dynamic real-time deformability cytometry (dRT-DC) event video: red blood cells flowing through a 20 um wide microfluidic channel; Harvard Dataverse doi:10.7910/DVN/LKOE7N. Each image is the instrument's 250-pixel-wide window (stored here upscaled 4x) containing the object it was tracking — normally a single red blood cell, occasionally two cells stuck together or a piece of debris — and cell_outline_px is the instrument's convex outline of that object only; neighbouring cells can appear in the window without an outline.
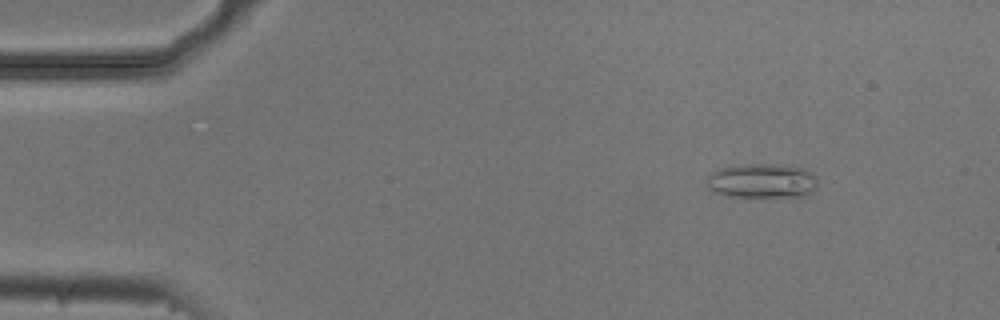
{"species": "common noctule bat (a hibernating species)", "species_latin": "Nyctalus noctula", "temperature_condition": "cold", "stored_images_in_passage": 12, "camera_frame_rate_fps": 3000, "um_per_image_px": 0.085, "animal": {"sex": "male", "body_mass_g": 20.5, "forearm_length_mm": 52.5}, "frame": {"image": 1, "passage_image": 7, "time_ms": 2.0, "image_size_px": [1000, 320], "cell_outline_px": [[816, 188], [808, 196], [728, 196], [712, 192], [704, 184], [708, 176], [712, 172], [720, 168], [740, 164], [772, 164], [804, 168], [812, 172], [816, 176]], "centroid_in_image_um": [64.75, 15.37], "position_along_channel_um": 20.3, "area_um2": 22.48}}